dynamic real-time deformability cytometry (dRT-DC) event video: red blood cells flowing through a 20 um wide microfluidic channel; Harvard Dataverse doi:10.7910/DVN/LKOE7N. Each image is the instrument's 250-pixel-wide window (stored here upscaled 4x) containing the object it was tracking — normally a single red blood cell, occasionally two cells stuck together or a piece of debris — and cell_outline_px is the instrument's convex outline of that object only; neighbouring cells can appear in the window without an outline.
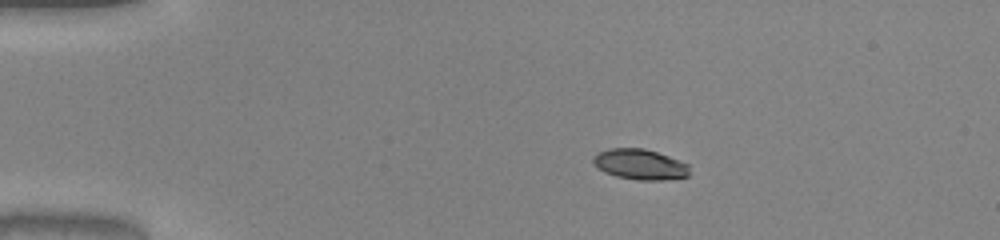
{"species": "common noctule bat (a hibernating species)", "species_latin": "Nyctalus noctula", "temperature_condition": "warm", "stored_images_in_passage": 42, "camera_frame_rate_fps": 3000, "um_per_image_px": 0.085, "animal": {"sex": "male", "body_mass_g": 20.0, "forearm_length_mm": 53.3}, "frame": {"image": 1, "passage_image": 1, "time_ms": 0.0, "image_size_px": [1000, 240], "cell_outline_px": [[688, 176], [664, 180], [636, 180], [616, 176], [604, 172], [596, 168], [592, 164], [592, 156], [608, 148], [644, 148], [668, 156], [688, 164]], "centroid_in_image_um": [54.34, 13.97], "position_along_channel_um": 30.7, "area_um2": 17.17}}
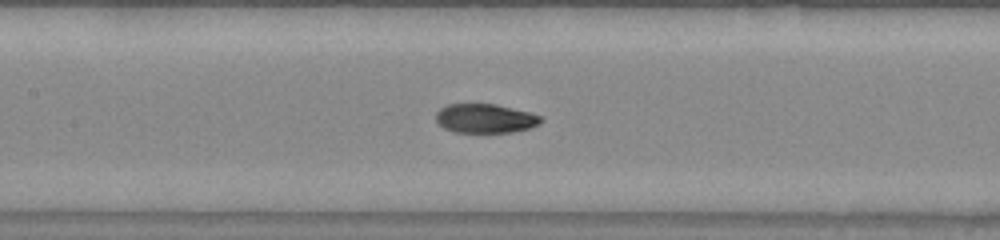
{"frame": {"image": 2, "passage_image": 16, "time_ms": 5.0, "image_size_px": [1000, 240], "cell_outline_px": [[544, 120], [540, 124], [532, 128], [512, 132], [452, 132], [444, 128], [436, 120], [436, 112], [440, 108], [448, 104], [496, 104], [528, 112], [540, 116]], "centroid_in_image_um": [41.25, 10.07], "position_along_channel_um": 166.1, "area_um2": 17.86}}
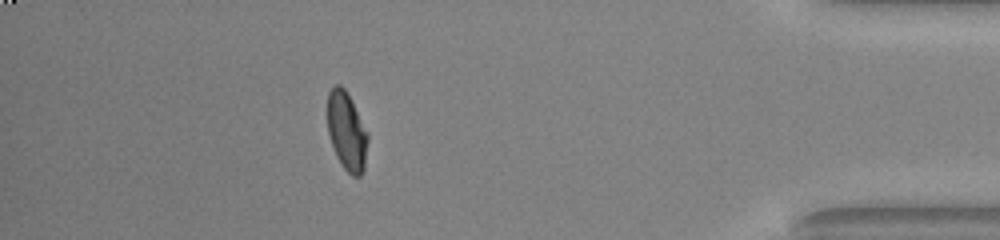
{"frame": {"image": 3, "passage_image": 37, "time_ms": 12.0, "image_size_px": [1000, 240], "cell_outline_px": [[368, 140], [364, 168], [360, 176], [352, 176], [340, 164], [336, 156], [328, 132], [328, 92], [332, 84], [340, 84], [348, 92], [368, 132]], "centroid_in_image_um": [29.47, 11.12], "position_along_channel_um": 405.7, "area_um2": 18.61}, "authors_computed_cell_mechanics": {"area_um2": 18.3804, "velocity_mm_per_s": 4.0416, "shape_relaxation_time_tau1_ms": 5.7267, "shape_relaxation_time_tau2_ms": 1.1116, "deformation_change_tau1": 0.2198, "deformation_change_tau2": 0.0505}}